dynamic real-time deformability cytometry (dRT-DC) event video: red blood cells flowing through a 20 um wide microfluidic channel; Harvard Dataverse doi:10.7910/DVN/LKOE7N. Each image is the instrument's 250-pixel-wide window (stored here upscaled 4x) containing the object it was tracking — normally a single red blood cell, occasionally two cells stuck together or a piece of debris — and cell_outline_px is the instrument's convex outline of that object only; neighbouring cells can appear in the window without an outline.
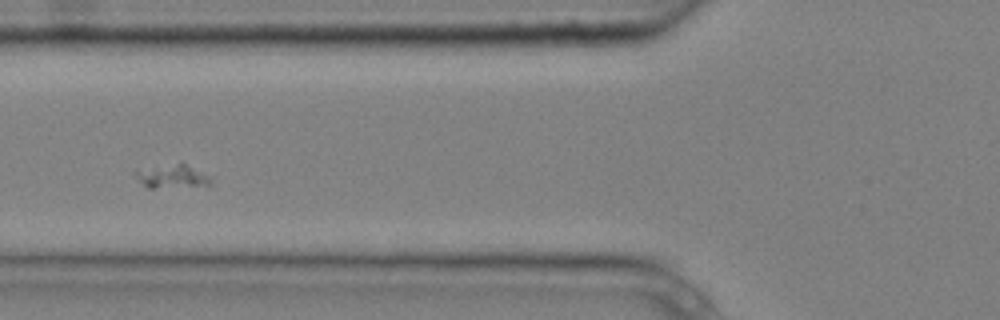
{"species": "common noctule bat (a hibernating species)", "species_latin": "Nyctalus noctula", "temperature_condition": "cold", "stored_images_in_passage": 10, "camera_frame_rate_fps": 3000, "um_per_image_px": 0.085, "animal": {"sex": "male", "body_mass_g": 20.4}, "frame": {"image": 1, "passage_image": 2, "time_ms": 0.333, "image_size_px": [1000, 320], "cell_outline_px": [[212, 184], [208, 188], [148, 188], [136, 176], [136, 172], [180, 160], [208, 176]], "centroid_in_image_um": [14.78, 15.02], "position_along_channel_um": 111.0, "area_um2": 10.69}}
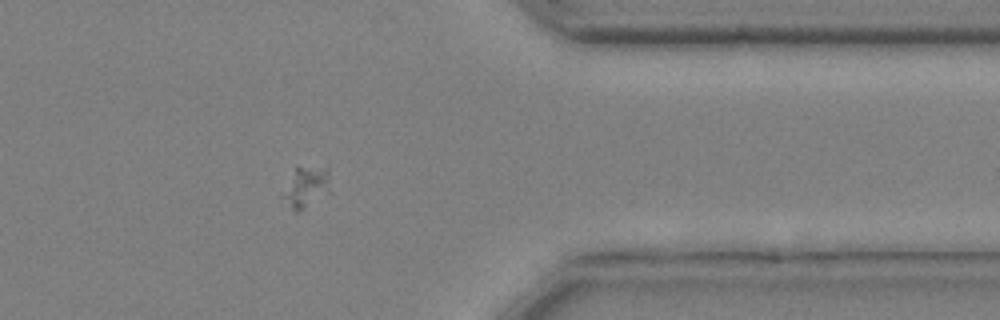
{"frame": {"image": 2, "passage_image": 9, "time_ms": 2.667, "image_size_px": [1000, 320], "cell_outline_px": [[332, 192], [300, 212], [296, 212], [280, 196], [296, 164], [328, 164]], "centroid_in_image_um": [26.09, 15.8], "position_along_channel_um": 385.3, "area_um2": 12.54}}